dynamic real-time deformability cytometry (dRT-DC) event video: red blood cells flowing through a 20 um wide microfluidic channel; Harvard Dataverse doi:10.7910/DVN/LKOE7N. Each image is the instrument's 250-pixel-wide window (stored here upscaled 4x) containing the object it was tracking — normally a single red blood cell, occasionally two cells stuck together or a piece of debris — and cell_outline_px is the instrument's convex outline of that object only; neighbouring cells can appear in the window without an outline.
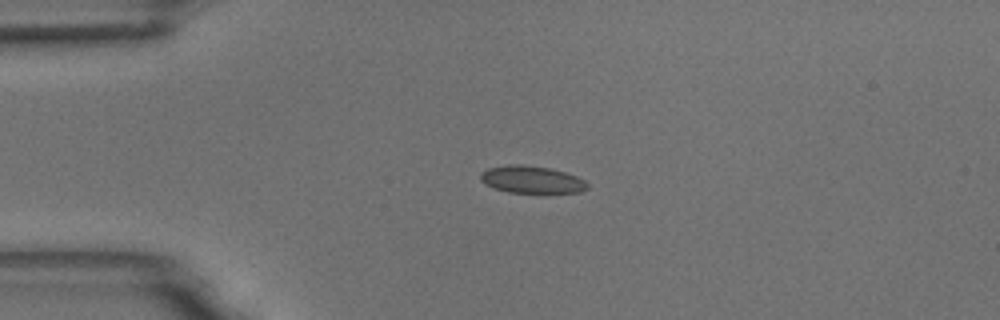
{"species": "common noctule bat (a hibernating species)", "species_latin": "Nyctalus noctula", "temperature_condition": "room temperature", "stored_images_in_passage": 6, "camera_frame_rate_fps": 3000, "um_per_image_px": 0.085, "animal": {"sex": "male", "body_mass_g": 18.8}, "frame": {"image": 1, "passage_image": 4, "time_ms": 1.0, "image_size_px": [1000, 320], "cell_outline_px": [[588, 188], [580, 192], [508, 192], [492, 188], [484, 184], [480, 180], [480, 172], [488, 168], [508, 164], [520, 164], [548, 168], [564, 172], [576, 176], [584, 180], [588, 184]], "centroid_in_image_um": [45.13, 15.26], "position_along_channel_um": 39.9, "area_um2": 16.94}}